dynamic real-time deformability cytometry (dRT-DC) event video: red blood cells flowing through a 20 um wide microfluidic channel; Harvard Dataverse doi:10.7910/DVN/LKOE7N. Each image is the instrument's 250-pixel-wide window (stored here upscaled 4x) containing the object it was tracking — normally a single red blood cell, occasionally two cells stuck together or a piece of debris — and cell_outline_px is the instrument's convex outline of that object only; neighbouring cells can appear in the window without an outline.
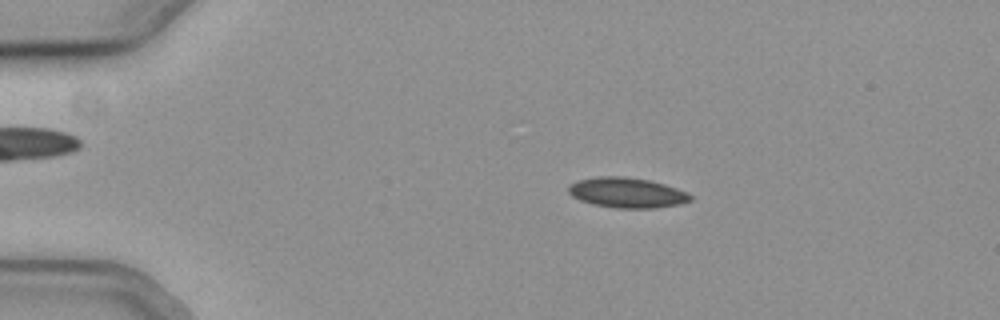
{"species": "common noctule bat (a hibernating species)", "species_latin": "Nyctalus noctula", "temperature_condition": "cold", "stored_images_in_passage": 55, "camera_frame_rate_fps": 3000, "um_per_image_px": 0.085, "animal": {"sex": "female", "body_mass_g": 19.3, "forearm_length_mm": 54.1}, "frame": {"image": 1, "passage_image": 11, "time_ms": 3.333, "image_size_px": [1000, 320], "cell_outline_px": [[692, 200], [680, 204], [652, 208], [616, 208], [592, 204], [580, 200], [572, 196], [568, 192], [568, 188], [572, 184], [580, 180], [596, 176], [624, 176], [648, 180], [664, 184], [688, 192], [692, 196]], "centroid_in_image_um": [53.3, 16.38], "position_along_channel_um": 31.7, "area_um2": 21.39}}
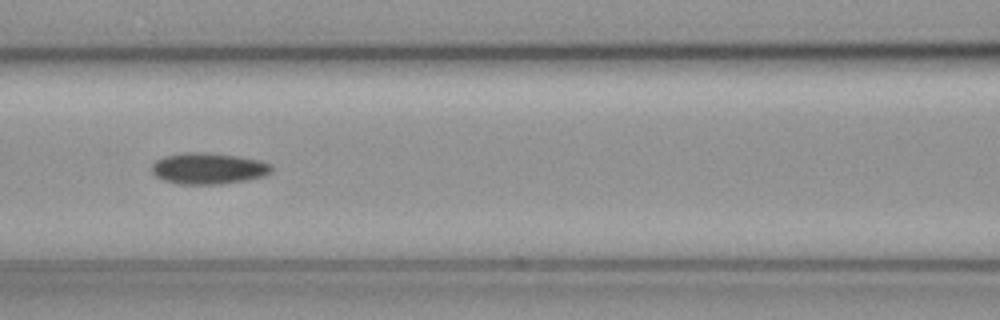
{"frame": {"image": 2, "passage_image": 25, "time_ms": 8.0, "image_size_px": [1000, 320], "cell_outline_px": [[272, 172], [264, 176], [248, 180], [220, 184], [176, 184], [164, 180], [156, 176], [152, 172], [152, 164], [156, 160], [164, 156], [184, 152], [204, 152], [236, 156], [260, 160], [272, 164]], "centroid_in_image_um": [17.72, 14.32], "position_along_channel_um": 148.9, "area_um2": 21.96}}
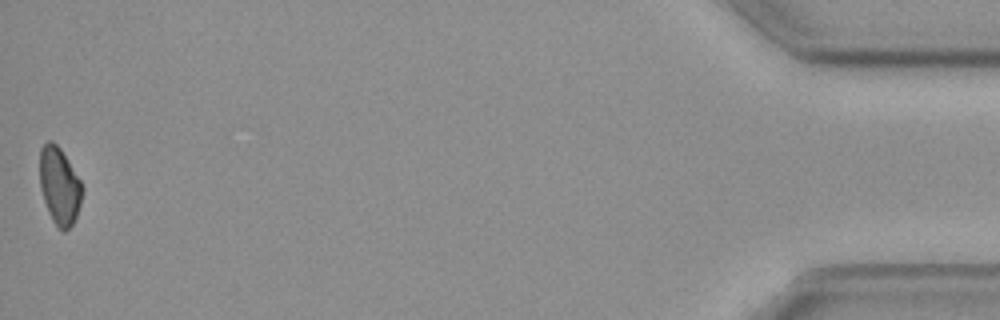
{"frame": {"image": 3, "passage_image": 55, "time_ms": 18.0, "image_size_px": [1000, 320], "cell_outline_px": [[84, 188], [80, 204], [76, 216], [72, 224], [64, 232], [60, 232], [56, 228], [48, 212], [40, 188], [40, 148], [48, 140], [52, 140], [60, 148], [80, 180]], "centroid_in_image_um": [5.05, 15.83], "position_along_channel_um": 430.2, "area_um2": 19.19}, "authors_computed_cell_mechanics": {"area_um2": 20.6346, "velocity_mm_per_s": 3.7899, "shape_relaxation_time_tau1_ms": 1.7029, "shape_relaxation_time_tau2_ms": null, "deformation_change_tau1": 0.0593, "deformation_change_tau2": null}}